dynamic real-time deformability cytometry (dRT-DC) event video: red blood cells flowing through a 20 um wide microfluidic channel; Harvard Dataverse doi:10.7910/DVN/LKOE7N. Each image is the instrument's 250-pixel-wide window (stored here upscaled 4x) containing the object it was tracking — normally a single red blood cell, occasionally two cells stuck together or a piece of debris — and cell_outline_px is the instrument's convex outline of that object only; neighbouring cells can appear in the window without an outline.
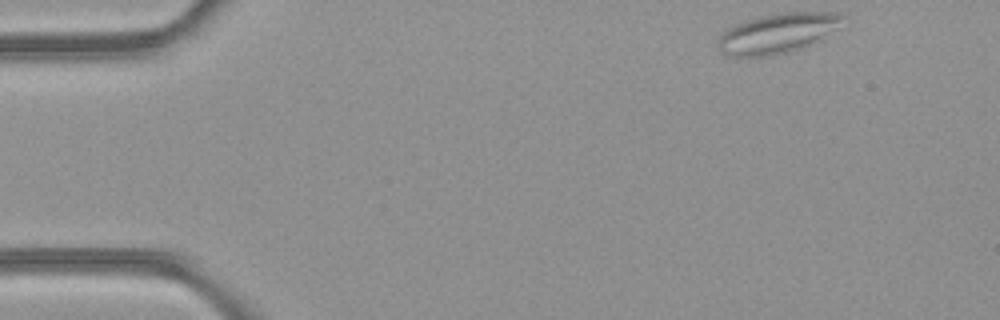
{"species": "common noctule bat (a hibernating species)", "species_latin": "Nyctalus noctula", "temperature_condition": "room temperature", "stored_images_in_passage": 45, "camera_frame_rate_fps": 3000, "um_per_image_px": 0.085, "animal": {"sex": "female", "body_mass_g": 21.9}, "frame": {"image": 1, "passage_image": 1, "time_ms": 0.0, "image_size_px": [1000, 320], "cell_outline_px": [[848, 16], [836, 28], [816, 44], [804, 48], [788, 52], [768, 56], [732, 56], [720, 52], [716, 48], [716, 44], [720, 36], [728, 28], [736, 24], [756, 16], [784, 12], [840, 12]], "centroid_in_image_um": [66.12, 2.82], "position_along_channel_um": 18.9, "area_um2": 29.48}}
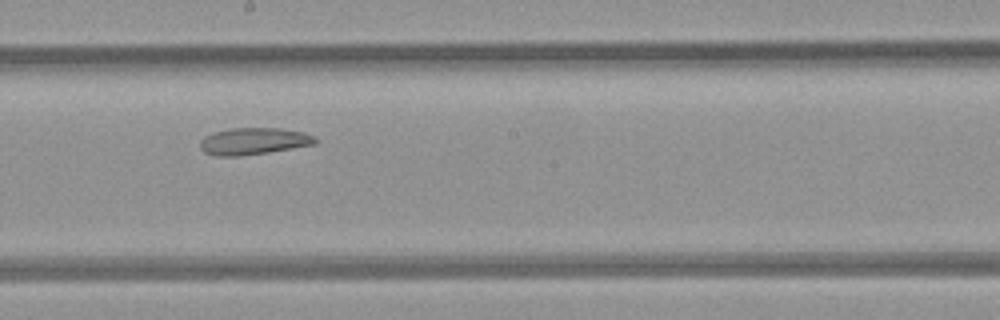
{"frame": {"image": 2, "passage_image": 23, "time_ms": 7.333, "image_size_px": [1000, 320], "cell_outline_px": [[320, 140], [316, 144], [268, 152], [240, 156], [216, 156], [204, 152], [200, 148], [200, 140], [204, 136], [212, 132], [232, 128], [280, 128], [304, 132]], "centroid_in_image_um": [21.54, 12.0], "position_along_channel_um": 226.7, "area_um2": 18.15}}
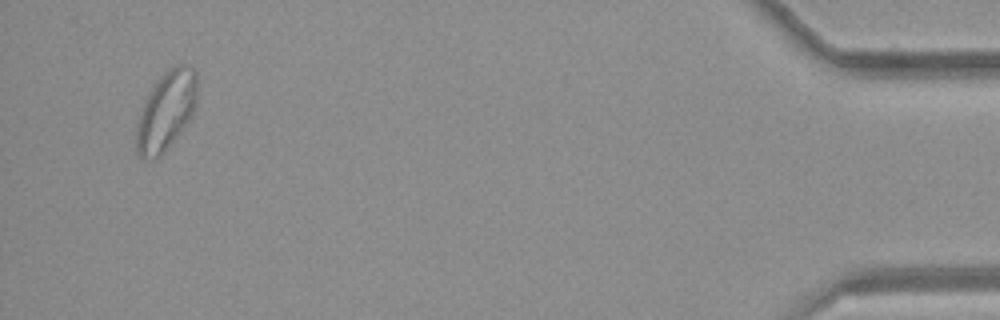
{"frame": {"image": 3, "passage_image": 43, "time_ms": 14.0, "image_size_px": [1000, 320], "cell_outline_px": [[196, 104], [188, 120], [164, 152], [160, 156], [144, 160], [136, 152], [136, 120], [144, 100], [156, 80], [164, 72], [176, 64], [192, 64], [196, 68]], "centroid_in_image_um": [14.09, 9.38], "position_along_channel_um": 421.1, "area_um2": 28.03}}